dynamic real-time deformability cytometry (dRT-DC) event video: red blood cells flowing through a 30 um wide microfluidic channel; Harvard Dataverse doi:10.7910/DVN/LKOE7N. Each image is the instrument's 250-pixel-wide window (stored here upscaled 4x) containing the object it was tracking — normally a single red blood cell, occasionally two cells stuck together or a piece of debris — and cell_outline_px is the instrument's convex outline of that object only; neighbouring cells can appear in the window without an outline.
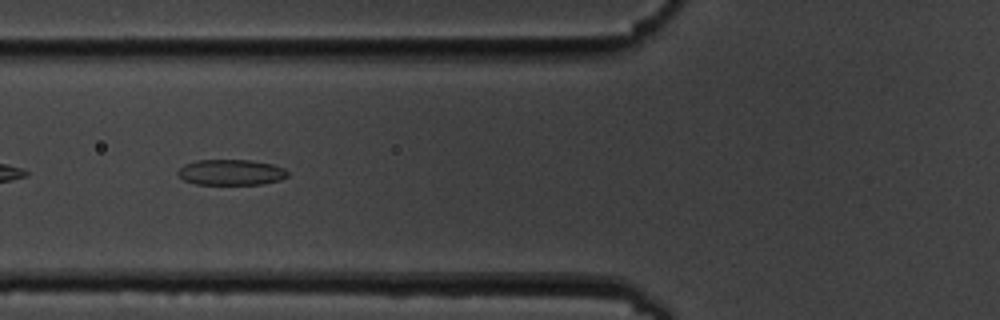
{"species": "common noctule bat (a hibernating species)", "species_latin": "Nyctalus noctula", "temperature_condition": "cold", "stored_images_in_passage": 10, "camera_frame_rate_fps": 3000, "um_per_image_px": 0.085, "animal": {"sex": "male", "body_mass_g": 19.5, "forearm_length_mm": 54.6}, "frame": {"image": 1, "passage_image": 7, "time_ms": 7.0, "image_size_px": [1000, 320], "cell_outline_px": [[288, 176], [280, 180], [260, 184], [196, 184], [184, 180], [176, 172], [184, 164], [196, 160], [252, 160], [272, 164], [284, 168], [288, 172]], "centroid_in_image_um": [19.64, 14.64], "position_along_channel_um": 106.2, "area_um2": 16.42}}
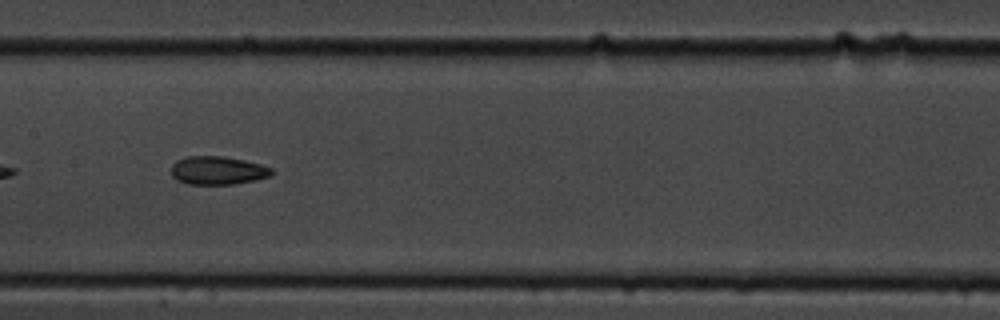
{"frame": {"image": 2, "passage_image": 9, "time_ms": 9.333, "image_size_px": [1000, 320], "cell_outline_px": [[272, 176], [256, 180], [232, 184], [188, 184], [176, 180], [172, 176], [172, 164], [176, 160], [188, 156], [220, 156], [244, 160], [260, 164], [272, 168]], "centroid_in_image_um": [18.5, 14.49], "position_along_channel_um": 188.9, "area_um2": 16.59}}
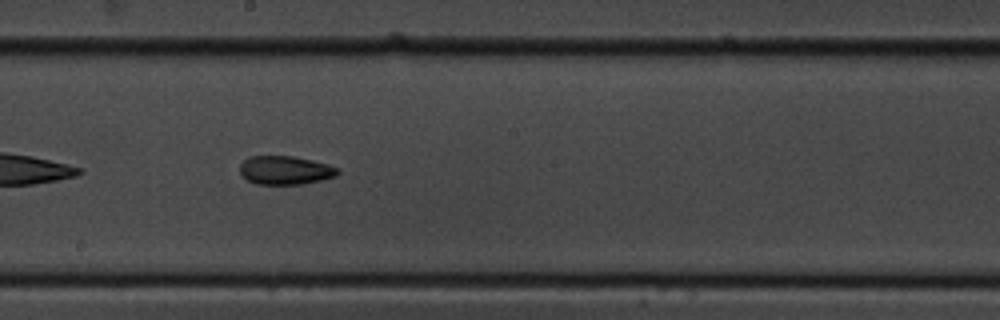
{"frame": {"image": 3, "passage_image": 10, "time_ms": 10.333, "image_size_px": [1000, 320], "cell_outline_px": [[340, 172], [336, 176], [304, 184], [256, 184], [248, 180], [240, 172], [240, 164], [248, 156], [292, 156], [312, 160], [328, 164], [336, 168]], "centroid_in_image_um": [24.24, 14.46], "position_along_channel_um": 224.0, "area_um2": 16.24}}